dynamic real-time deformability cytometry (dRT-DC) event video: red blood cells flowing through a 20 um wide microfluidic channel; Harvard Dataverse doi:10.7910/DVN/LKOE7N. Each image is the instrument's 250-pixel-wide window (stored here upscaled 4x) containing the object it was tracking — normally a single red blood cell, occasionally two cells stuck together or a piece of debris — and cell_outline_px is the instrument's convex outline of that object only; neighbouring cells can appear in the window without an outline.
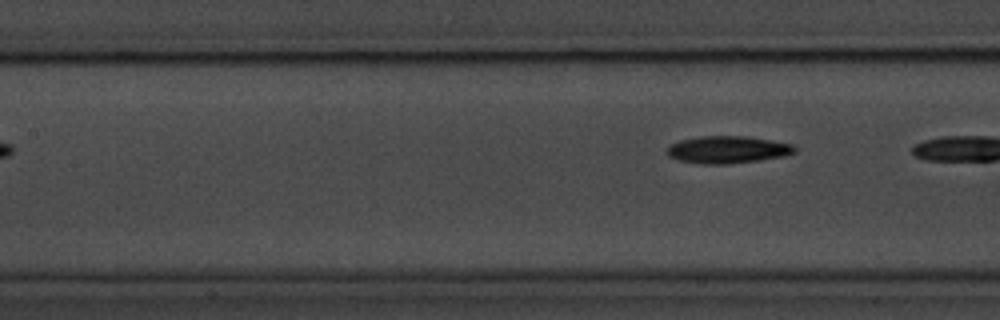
{"species": "common noctule bat (a hibernating species)", "species_latin": "Nyctalus noctula", "temperature_condition": "room temperature", "stored_images_in_passage": 6, "segment_of_instrument_passage": [2, 2], "camera_frame_rate_fps": 3000, "um_per_image_px": 0.085, "animal": {"sex": "male", "body_mass_g": 20.1, "forearm_length_mm": 53.5}, "frame": {"image": 1, "passage_image": 6, "time_ms": 5.667, "image_size_px": [1000, 320], "cell_outline_px": [[796, 152], [784, 156], [728, 164], [700, 164], [680, 160], [668, 156], [664, 152], [672, 144], [680, 140], [700, 136], [744, 136], [772, 140], [792, 144], [796, 148]], "centroid_in_image_um": [61.83, 12.72], "position_along_channel_um": 145.6, "area_um2": 20.23}}